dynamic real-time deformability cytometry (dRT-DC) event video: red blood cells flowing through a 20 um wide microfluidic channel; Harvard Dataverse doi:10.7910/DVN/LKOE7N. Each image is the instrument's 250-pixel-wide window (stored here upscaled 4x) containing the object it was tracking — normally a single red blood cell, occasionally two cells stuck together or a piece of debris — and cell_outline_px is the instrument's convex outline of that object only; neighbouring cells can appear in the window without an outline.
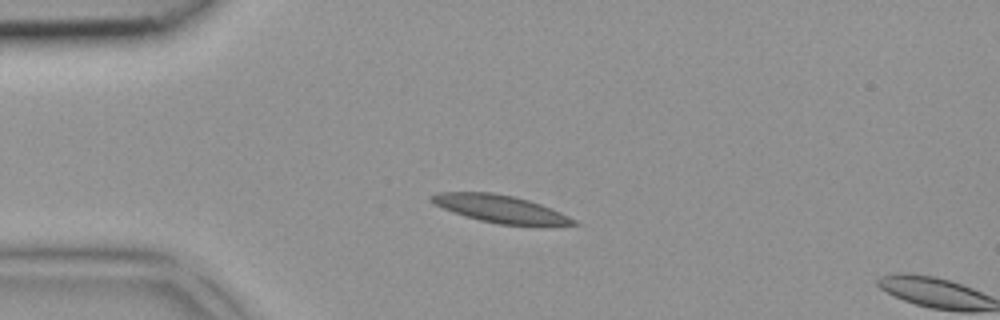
{"species": "common noctule bat (a hibernating species)", "species_latin": "Nyctalus noctula", "temperature_condition": "room temperature", "stored_images_in_passage": 3, "camera_frame_rate_fps": 3000, "um_per_image_px": 0.085, "animal": {"sex": "female", "body_mass_g": 18.4}, "frame": {"image": 1, "passage_image": 2, "time_ms": 0.333, "image_size_px": [1000, 320], "cell_outline_px": [[580, 224], [500, 224], [480, 220], [452, 212], [428, 200], [428, 196], [436, 192], [492, 192], [512, 196], [528, 200], [552, 208], [576, 220]], "centroid_in_image_um": [42.44, 17.72], "position_along_channel_um": 42.6, "area_um2": 22.25}}